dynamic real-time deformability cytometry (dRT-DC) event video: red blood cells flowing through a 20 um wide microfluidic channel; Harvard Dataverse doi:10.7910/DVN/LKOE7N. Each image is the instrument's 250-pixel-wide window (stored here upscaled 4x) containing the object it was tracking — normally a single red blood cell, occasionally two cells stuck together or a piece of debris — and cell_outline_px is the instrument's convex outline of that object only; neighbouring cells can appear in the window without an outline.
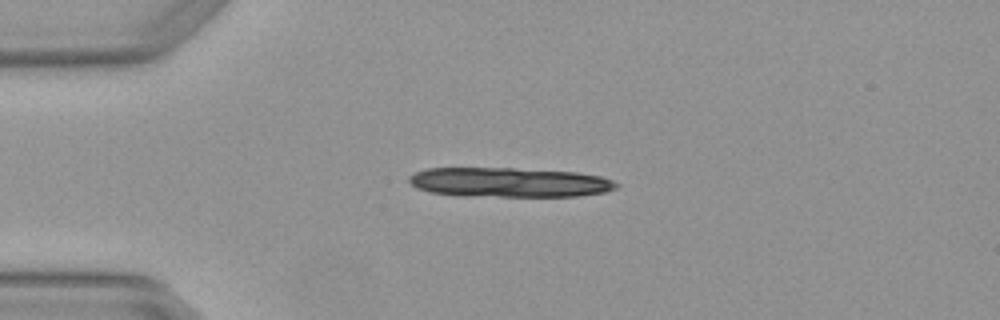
{"species": "Egyptian fruit bat (a non-hibernating species)", "species_latin": "Rousettus aegyptiacus", "temperature_condition": "warm", "stored_images_in_passage": 1, "camera_frame_rate_fps": 3000, "um_per_image_px": 0.085, "animal": {"sex": "female"}, "frame": {"image": 1, "passage_image": 1, "time_ms": 0.0, "image_size_px": [1000, 320], "cell_outline_px": [[620, 184], [616, 188], [604, 192], [580, 196], [464, 196], [428, 192], [416, 188], [408, 180], [408, 176], [412, 172], [428, 168], [512, 168], [576, 172], [600, 176], [612, 180]], "centroid_in_image_um": [43.24, 15.5], "position_along_channel_um": 41.8, "area_um2": 35.95}}